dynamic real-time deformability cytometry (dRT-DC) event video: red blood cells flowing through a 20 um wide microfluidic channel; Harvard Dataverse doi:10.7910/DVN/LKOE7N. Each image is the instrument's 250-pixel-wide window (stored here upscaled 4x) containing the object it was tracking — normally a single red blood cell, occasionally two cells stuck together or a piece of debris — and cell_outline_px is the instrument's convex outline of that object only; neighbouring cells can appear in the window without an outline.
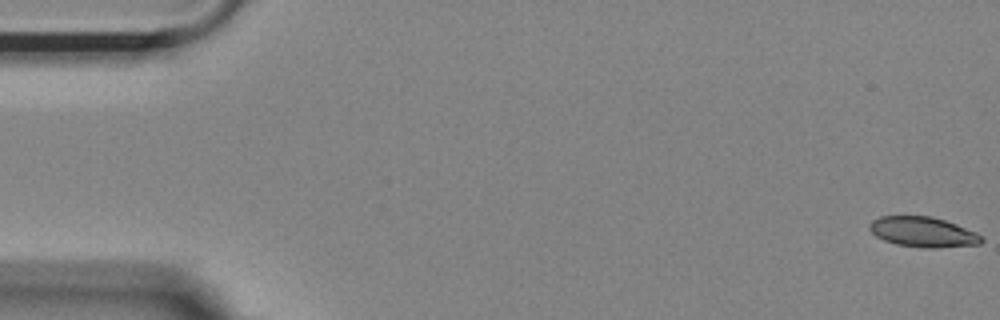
{"species": "Egyptian fruit bat (a non-hibernating species)", "species_latin": "Rousettus aegyptiacus", "temperature_condition": "room temperature", "stored_images_in_passage": 54, "camera_frame_rate_fps": 3000, "um_per_image_px": 0.085, "animal": {"sex": "female"}, "frame": {"image": 1, "passage_image": 1, "time_ms": 0.0, "image_size_px": [1000, 320], "cell_outline_px": [[984, 240], [980, 244], [936, 248], [920, 248], [896, 244], [884, 240], [876, 236], [868, 228], [868, 224], [872, 220], [880, 216], [932, 216], [956, 224], [976, 232], [984, 236]], "centroid_in_image_um": [78.46, 19.72], "position_along_channel_um": 6.5, "area_um2": 19.88}}
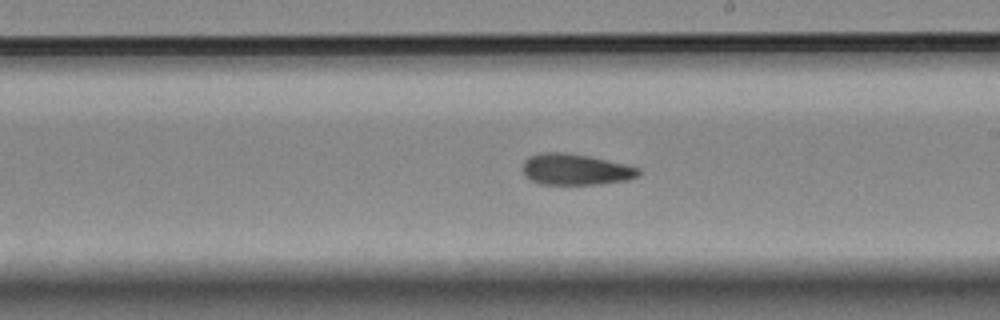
{"frame": {"image": 2, "passage_image": 31, "time_ms": 10.0, "image_size_px": [1000, 320], "cell_outline_px": [[640, 176], [628, 180], [600, 184], [540, 184], [528, 180], [524, 176], [520, 168], [524, 160], [528, 156], [540, 152], [564, 152], [588, 156], [624, 164], [640, 168]], "centroid_in_image_um": [48.85, 14.4], "position_along_channel_um": 240.2, "area_um2": 21.39}}
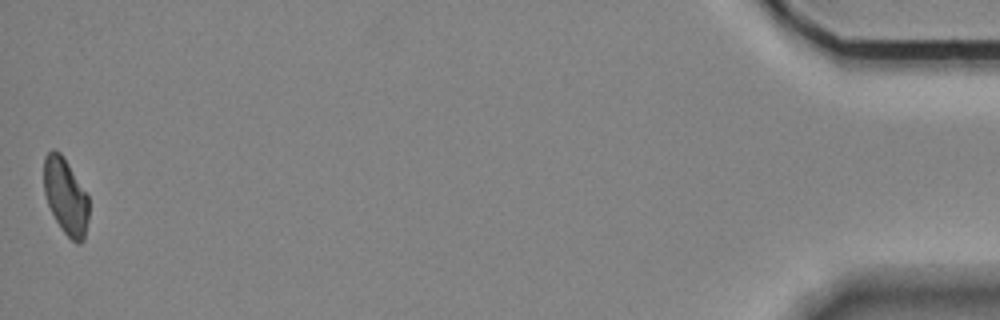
{"frame": {"image": 3, "passage_image": 54, "time_ms": 17.667, "image_size_px": [1000, 320], "cell_outline_px": [[88, 220], [84, 240], [80, 244], [76, 244], [60, 228], [48, 204], [44, 192], [44, 156], [52, 148], [60, 152], [64, 156], [88, 196]], "centroid_in_image_um": [5.58, 16.68], "position_along_channel_um": 429.6, "area_um2": 20.0}, "authors_computed_cell_mechanics": {"area_um2": 20.9814, "velocity_mm_per_s": 3.7005, "shape_relaxation_time_tau1_ms": null, "shape_relaxation_time_tau2_ms": 2.7499, "deformation_change_tau1": null, "deformation_change_tau2": 0.0811}}